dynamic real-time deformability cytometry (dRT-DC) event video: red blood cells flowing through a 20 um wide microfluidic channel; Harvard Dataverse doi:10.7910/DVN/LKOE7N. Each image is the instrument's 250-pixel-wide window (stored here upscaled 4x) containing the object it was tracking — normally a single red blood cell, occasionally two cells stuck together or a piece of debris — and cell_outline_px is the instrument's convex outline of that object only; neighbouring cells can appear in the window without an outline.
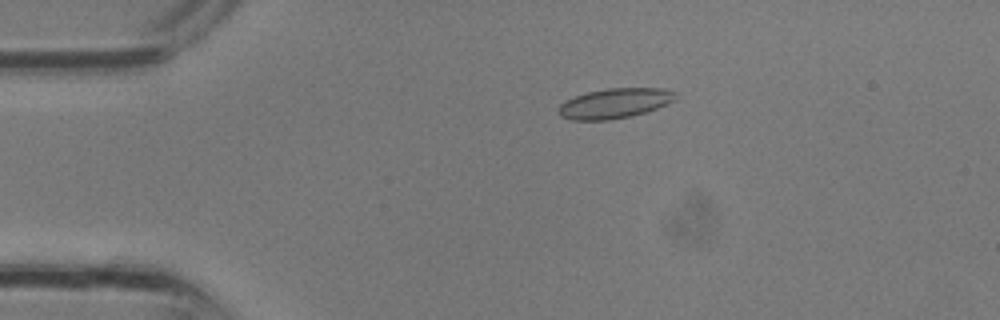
{"species": "common noctule bat (a hibernating species)", "species_latin": "Nyctalus noctula", "temperature_condition": "room temperature", "stored_images_in_passage": 33, "camera_frame_rate_fps": 3000, "um_per_image_px": 0.085, "animal": {"sex": "male", "body_mass_g": 13.3}, "frame": {"image": 1, "passage_image": 7, "time_ms": 2.0, "image_size_px": [1000, 320], "cell_outline_px": [[676, 96], [668, 104], [632, 116], [608, 120], [572, 120], [560, 116], [560, 104], [564, 100], [588, 92], [608, 88], [664, 88], [676, 92]], "centroid_in_image_um": [52.25, 8.78], "position_along_channel_um": 32.8, "area_um2": 20.29}}
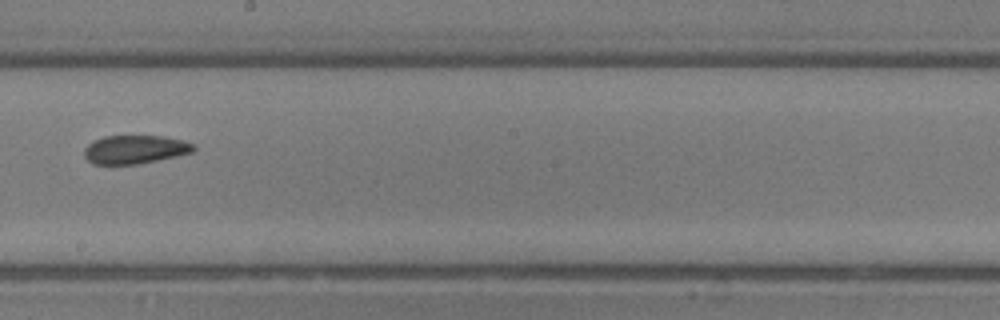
{"frame": {"image": 2, "passage_image": 19, "time_ms": 6.0, "image_size_px": [1000, 320], "cell_outline_px": [[196, 148], [192, 152], [176, 156], [136, 164], [92, 164], [84, 156], [84, 148], [88, 144], [104, 136], [164, 136], [184, 140], [192, 144]], "centroid_in_image_um": [11.46, 12.7], "position_along_channel_um": 236.7, "area_um2": 18.03}}
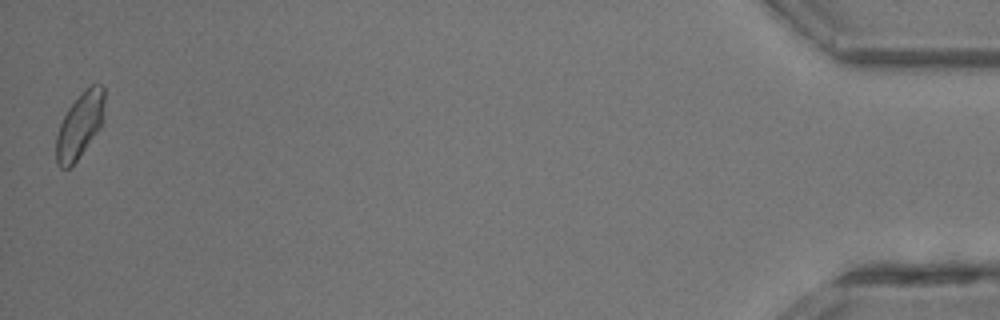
{"frame": {"image": 3, "passage_image": 33, "time_ms": 10.667, "image_size_px": [1000, 320], "cell_outline_px": [[104, 120], [100, 128], [76, 160], [68, 168], [60, 168], [56, 164], [56, 136], [60, 124], [68, 108], [92, 84], [100, 84], [104, 88]], "centroid_in_image_um": [6.79, 10.67], "position_along_channel_um": 428.4, "area_um2": 18.09}}